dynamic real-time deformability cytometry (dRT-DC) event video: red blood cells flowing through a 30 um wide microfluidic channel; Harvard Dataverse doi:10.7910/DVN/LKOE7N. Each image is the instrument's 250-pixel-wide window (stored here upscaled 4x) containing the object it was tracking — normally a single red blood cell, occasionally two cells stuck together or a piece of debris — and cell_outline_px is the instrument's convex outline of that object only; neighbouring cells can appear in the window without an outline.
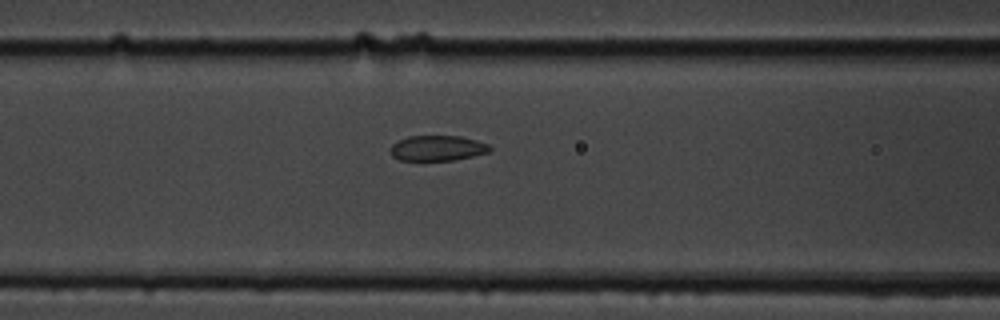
{"species": "common noctule bat (a hibernating species)", "species_latin": "Nyctalus noctula", "temperature_condition": "cold", "stored_images_in_passage": 5, "segment_of_instrument_passage": [1, 2], "camera_frame_rate_fps": 3000, "um_per_image_px": 0.085, "animal": {"sex": "male", "body_mass_g": 19.5, "forearm_length_mm": 54.6}, "frame": {"image": 1, "passage_image": 4, "time_ms": 4.333, "image_size_px": [1000, 320], "cell_outline_px": [[492, 148], [488, 152], [472, 156], [452, 160], [400, 160], [392, 156], [392, 144], [408, 136], [460, 136], [476, 140], [488, 144]], "centroid_in_image_um": [37.2, 12.59], "position_along_channel_um": 129.4, "area_um2": 14.45}}